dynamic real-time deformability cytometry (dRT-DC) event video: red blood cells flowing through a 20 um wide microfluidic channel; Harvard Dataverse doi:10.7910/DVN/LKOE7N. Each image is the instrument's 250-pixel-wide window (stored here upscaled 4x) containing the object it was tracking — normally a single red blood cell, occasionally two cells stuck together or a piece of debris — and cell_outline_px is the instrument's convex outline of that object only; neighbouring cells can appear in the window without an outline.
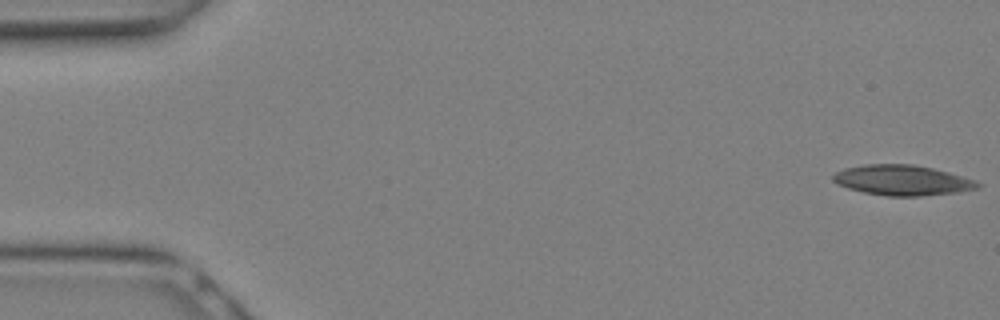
{"species": "Egyptian fruit bat (a non-hibernating species)", "species_latin": "Rousettus aegyptiacus", "temperature_condition": "warm", "stored_images_in_passage": 6, "camera_frame_rate_fps": 3000, "um_per_image_px": 0.085, "animal": {"sex": "female"}, "frame": {"image": 1, "passage_image": 1, "time_ms": 0.0, "image_size_px": [1000, 320], "cell_outline_px": [[980, 188], [956, 192], [920, 196], [888, 196], [864, 192], [848, 188], [836, 184], [832, 180], [832, 176], [836, 172], [844, 168], [864, 164], [912, 164], [932, 168], [948, 172], [976, 180], [980, 184]], "centroid_in_image_um": [76.67, 15.31], "position_along_channel_um": 8.3, "area_um2": 25.49}}